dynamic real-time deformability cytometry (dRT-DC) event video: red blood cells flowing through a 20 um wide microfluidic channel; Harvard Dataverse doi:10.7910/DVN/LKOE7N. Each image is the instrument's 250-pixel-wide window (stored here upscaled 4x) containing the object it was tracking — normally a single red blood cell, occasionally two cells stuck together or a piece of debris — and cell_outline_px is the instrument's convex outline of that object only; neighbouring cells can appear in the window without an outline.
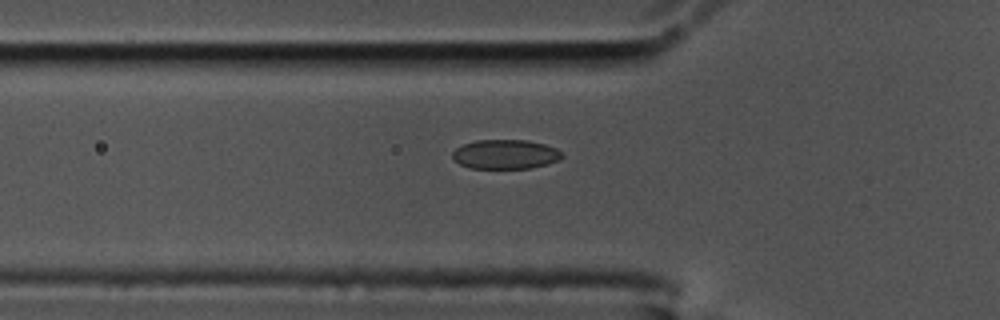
{"species": "common noctule bat (a hibernating species)", "species_latin": "Nyctalus noctula", "temperature_condition": "cold", "stored_images_in_passage": 43, "camera_frame_rate_fps": 3000, "um_per_image_px": 0.085, "animal": {"sex": "male", "body_mass_g": 17.5, "forearm_length_mm": 52.3}, "frame": {"image": 1, "passage_image": 6, "time_ms": 1.667, "image_size_px": [1000, 320], "cell_outline_px": [[564, 156], [560, 160], [548, 164], [528, 168], [468, 168], [460, 164], [452, 156], [452, 152], [456, 148], [464, 144], [476, 140], [528, 140], [544, 144], [556, 148]], "centroid_in_image_um": [42.97, 13.11], "position_along_channel_um": 82.8, "area_um2": 18.73}}
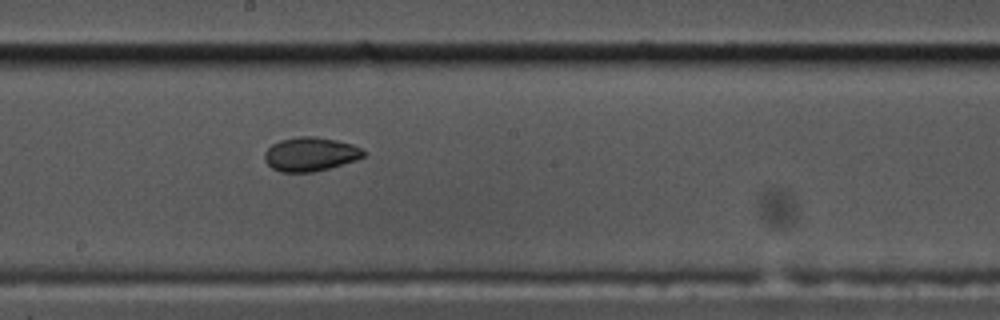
{"frame": {"image": 2, "passage_image": 18, "time_ms": 5.667, "image_size_px": [1000, 320], "cell_outline_px": [[364, 156], [356, 160], [328, 168], [312, 172], [280, 172], [272, 168], [264, 160], [264, 152], [272, 144], [280, 140], [300, 136], [316, 136], [336, 140], [352, 144], [360, 148], [364, 152]], "centroid_in_image_um": [26.35, 13.1], "position_along_channel_um": 221.9, "area_um2": 19.48}}
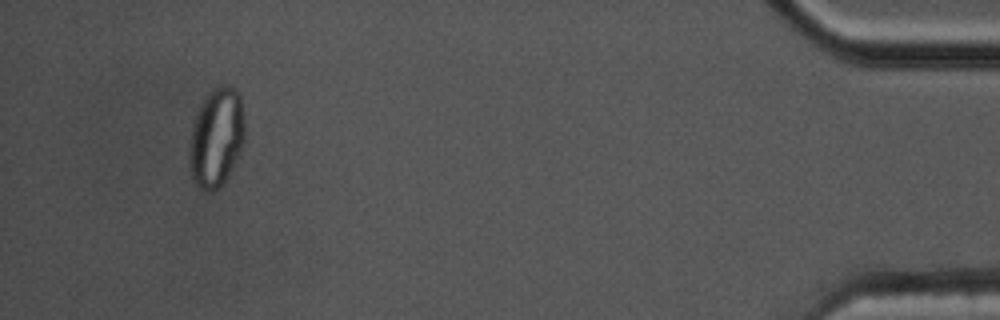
{"frame": {"image": 3, "passage_image": 41, "time_ms": 13.333, "image_size_px": [1000, 320], "cell_outline_px": [[244, 144], [232, 168], [224, 180], [216, 188], [208, 192], [204, 192], [196, 184], [192, 176], [188, 164], [188, 144], [196, 112], [200, 104], [220, 84], [228, 84], [236, 88], [240, 96], [244, 120]], "centroid_in_image_um": [18.38, 11.68], "position_along_channel_um": 416.8, "area_um2": 32.02}, "authors_computed_cell_mechanics": {"area_um2": 19.4786, "velocity_mm_per_s": 3.4695, "shape_relaxation_time_tau1_ms": 9.3119, "shape_relaxation_time_tau2_ms": 2.8723, "deformation_change_tau1": 0.179, "deformation_change_tau2": 0.0432}}